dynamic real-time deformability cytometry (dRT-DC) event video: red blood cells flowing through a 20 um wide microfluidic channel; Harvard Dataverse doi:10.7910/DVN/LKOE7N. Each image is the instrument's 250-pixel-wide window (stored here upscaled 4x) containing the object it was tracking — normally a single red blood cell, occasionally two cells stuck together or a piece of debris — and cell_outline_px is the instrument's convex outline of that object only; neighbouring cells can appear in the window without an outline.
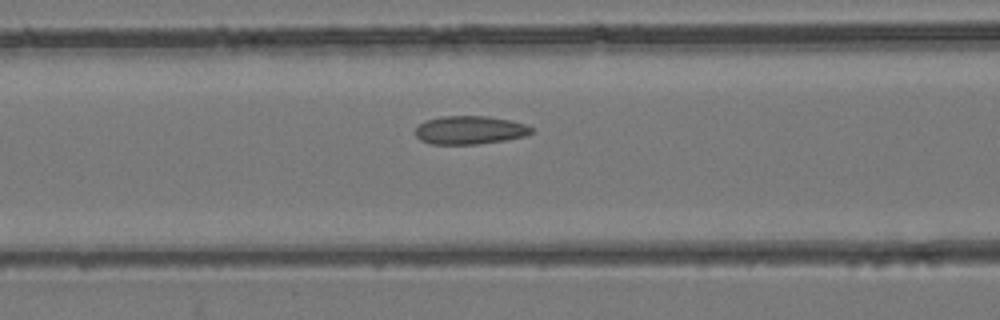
{"species": "common noctule bat (a hibernating species)", "species_latin": "Nyctalus noctula", "temperature_condition": "room temperature", "stored_images_in_passage": 41, "camera_frame_rate_fps": 3000, "um_per_image_px": 0.085, "animal": {"sex": "female", "body_mass_g": 24.6, "forearm_length_mm": 56.2}, "frame": {"image": 1, "passage_image": 16, "time_ms": 5.0, "image_size_px": [1000, 320], "cell_outline_px": [[536, 132], [524, 136], [504, 140], [476, 144], [432, 144], [420, 140], [416, 136], [416, 128], [420, 124], [428, 120], [444, 116], [488, 116], [508, 120], [524, 124], [532, 128]], "centroid_in_image_um": [39.95, 11.06], "position_along_channel_um": 126.7, "area_um2": 18.96}}
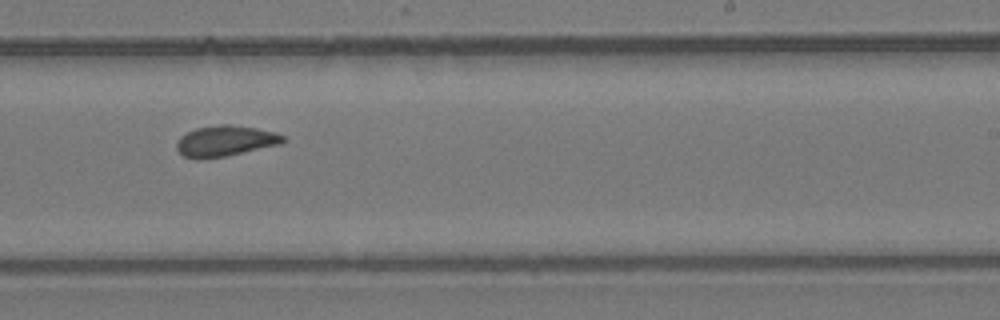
{"frame": {"image": 2, "passage_image": 25, "time_ms": 8.0, "image_size_px": [1000, 320], "cell_outline_px": [[288, 140], [280, 144], [224, 156], [184, 156], [176, 148], [176, 144], [180, 136], [196, 128], [220, 124], [232, 124], [256, 128], [276, 132], [284, 136]], "centroid_in_image_um": [19.21, 11.93], "position_along_channel_um": 269.8, "area_um2": 18.5}}
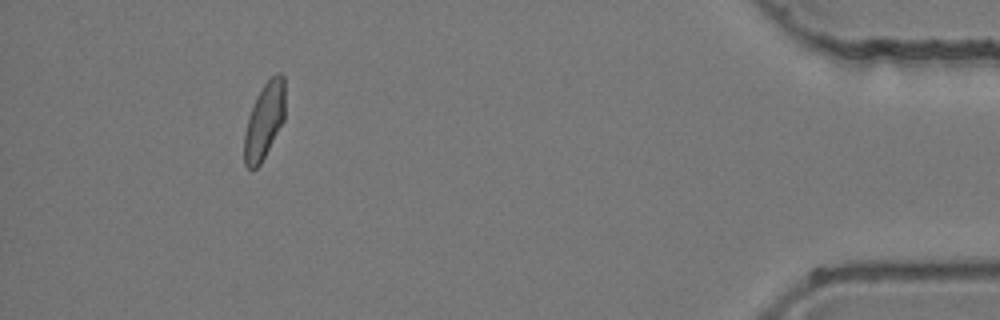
{"frame": {"image": 3, "passage_image": 38, "time_ms": 12.333, "image_size_px": [1000, 320], "cell_outline_px": [[284, 120], [260, 164], [256, 168], [248, 168], [244, 164], [244, 132], [248, 116], [256, 96], [264, 84], [276, 72], [280, 72], [284, 76]], "centroid_in_image_um": [22.45, 10.24], "position_along_channel_um": 412.7, "area_um2": 18.03}}